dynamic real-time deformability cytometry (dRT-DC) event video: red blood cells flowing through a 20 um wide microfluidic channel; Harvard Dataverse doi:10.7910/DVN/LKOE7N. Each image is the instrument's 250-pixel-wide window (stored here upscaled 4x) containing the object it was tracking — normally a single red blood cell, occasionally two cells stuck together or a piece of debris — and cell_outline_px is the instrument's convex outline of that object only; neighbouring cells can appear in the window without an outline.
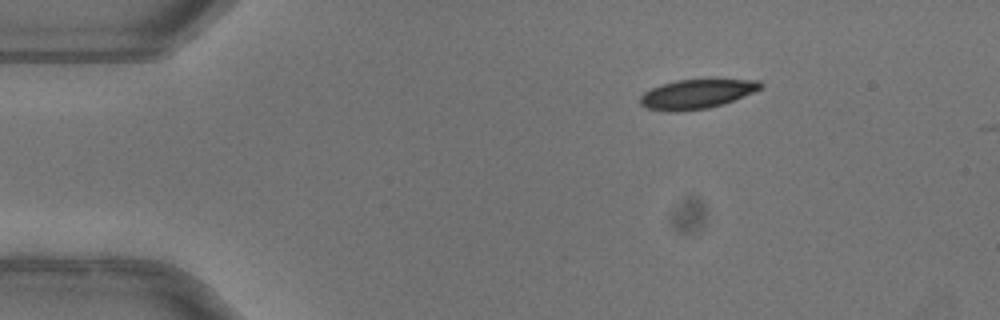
{"species": "common noctule bat (a hibernating species)", "species_latin": "Nyctalus noctula", "temperature_condition": "warm", "stored_images_in_passage": 42, "camera_frame_rate_fps": 3000, "um_per_image_px": 0.085, "animal": {"sex": "female"}, "frame": {"image": 1, "passage_image": 1, "time_ms": 0.0, "image_size_px": [1000, 320], "cell_outline_px": [[764, 84], [760, 88], [752, 92], [724, 104], [708, 108], [668, 112], [648, 108], [640, 104], [640, 96], [644, 92], [660, 84], [676, 80], [712, 76], [760, 80]], "centroid_in_image_um": [59.27, 7.92], "position_along_channel_um": 25.7, "area_um2": 21.5}}
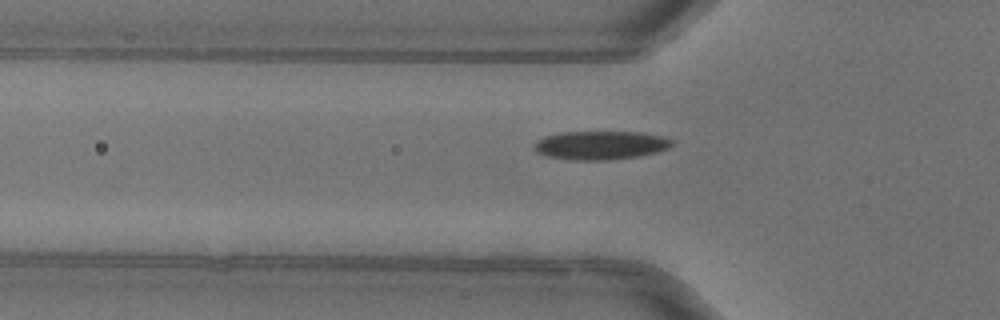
{"frame": {"image": 2, "passage_image": 10, "time_ms": 3.0, "image_size_px": [1000, 320], "cell_outline_px": [[672, 144], [668, 148], [656, 152], [640, 156], [612, 160], [576, 160], [548, 156], [536, 152], [536, 140], [544, 136], [560, 132], [640, 132], [660, 136], [672, 140]], "centroid_in_image_um": [51.04, 12.34], "position_along_channel_um": 74.8, "area_um2": 22.83}}